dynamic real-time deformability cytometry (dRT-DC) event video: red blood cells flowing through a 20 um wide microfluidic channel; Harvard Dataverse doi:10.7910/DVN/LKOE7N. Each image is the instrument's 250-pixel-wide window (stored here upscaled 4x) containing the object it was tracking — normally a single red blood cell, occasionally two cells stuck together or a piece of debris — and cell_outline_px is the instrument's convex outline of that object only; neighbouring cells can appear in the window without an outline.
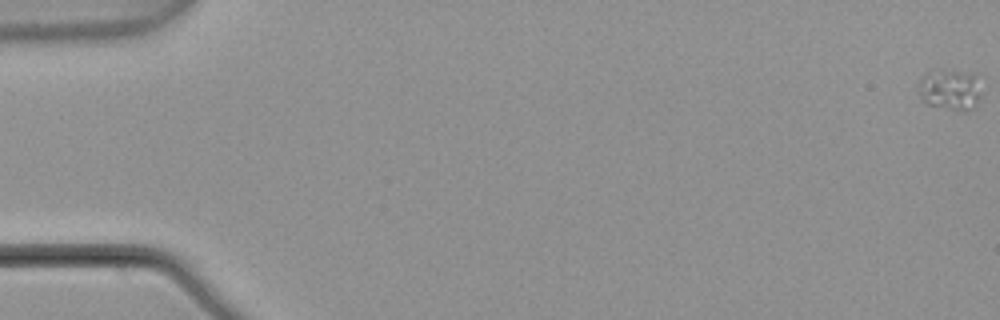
{"species": "common noctule bat (a hibernating species)", "species_latin": "Nyctalus noctula", "temperature_condition": "warm", "stored_images_in_passage": 5, "camera_frame_rate_fps": 3000, "um_per_image_px": 0.085, "animal": {"sex": "male", "body_mass_g": 21.5, "forearm_length_mm": 52.0}, "frame": {"image": 1, "passage_image": 1, "time_ms": 0.0, "image_size_px": [1000, 320], "cell_outline_px": [[980, 96], [972, 108], [964, 112], [928, 104], [924, 100], [920, 92], [920, 80], [928, 72], [976, 72]], "centroid_in_image_um": [80.8, 7.64], "position_along_channel_um": 4.2, "area_um2": 14.28}}
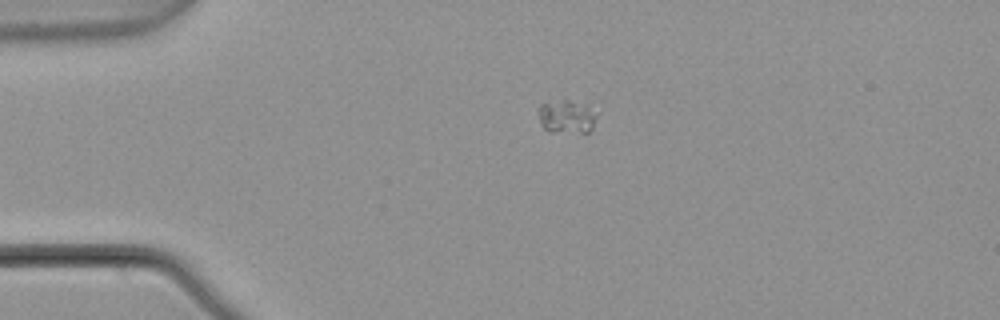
{"frame": {"image": 2, "passage_image": 4, "time_ms": 1.0, "image_size_px": [1000, 320], "cell_outline_px": [[596, 116], [592, 128], [588, 132], [548, 132], [544, 128], [540, 120], [540, 104], [564, 100], [568, 100], [588, 108]], "centroid_in_image_um": [48.13, 9.96], "position_along_channel_um": 36.9, "area_um2": 10.69}}